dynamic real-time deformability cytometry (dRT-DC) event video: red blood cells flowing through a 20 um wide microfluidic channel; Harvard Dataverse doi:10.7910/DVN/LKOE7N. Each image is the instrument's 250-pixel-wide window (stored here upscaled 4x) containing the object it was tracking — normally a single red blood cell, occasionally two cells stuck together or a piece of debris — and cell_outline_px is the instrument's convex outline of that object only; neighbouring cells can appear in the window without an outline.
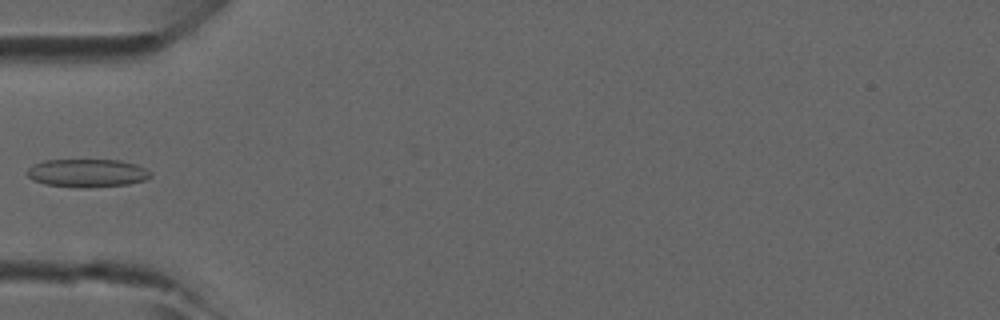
{"species": "common noctule bat (a hibernating species)", "species_latin": "Nyctalus noctula", "temperature_condition": "room temperature", "stored_images_in_passage": 3, "camera_frame_rate_fps": 3000, "um_per_image_px": 0.085, "animal": {"sex": "male", "forearm_length_mm": 52.5}, "frame": {"image": 1, "passage_image": 3, "time_ms": 0.667, "image_size_px": [1000, 320], "cell_outline_px": [[152, 176], [144, 180], [128, 184], [88, 188], [80, 188], [44, 184], [32, 180], [28, 176], [28, 168], [44, 160], [120, 160], [136, 164], [152, 172]], "centroid_in_image_um": [7.43, 14.72], "position_along_channel_um": 77.6, "area_um2": 20.29}}